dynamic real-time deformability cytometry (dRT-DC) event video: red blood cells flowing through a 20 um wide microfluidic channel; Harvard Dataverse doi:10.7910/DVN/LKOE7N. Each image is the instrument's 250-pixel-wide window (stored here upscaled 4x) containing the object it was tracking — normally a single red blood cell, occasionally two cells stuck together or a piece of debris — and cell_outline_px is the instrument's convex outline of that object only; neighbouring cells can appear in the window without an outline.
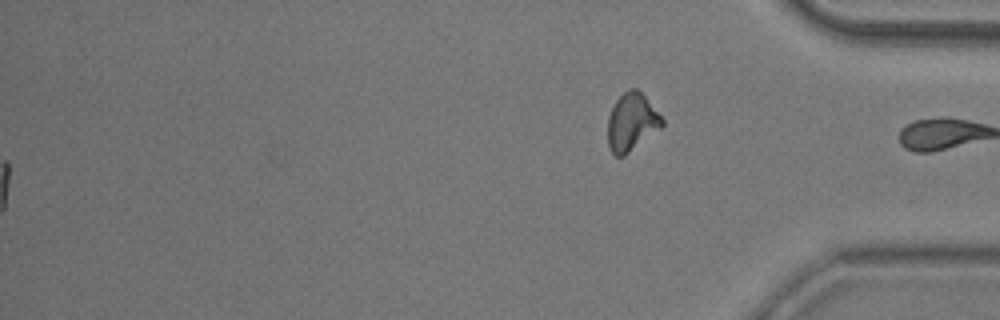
{"species": "common noctule bat (a hibernating species)", "species_latin": "Nyctalus noctula", "temperature_condition": "room temperature", "stored_images_in_passage": 52, "segment_of_instrument_passage": [2, 2], "camera_frame_rate_fps": 3000, "um_per_image_px": 0.085, "animal": {"sex": "male", "body_mass_g": 20.5, "forearm_length_mm": 52.5}, "frame": {"image": 1, "passage_image": 52, "time_ms": 17.0, "image_size_px": [1000, 320], "cell_outline_px": [[664, 124], [660, 128], [624, 156], [616, 156], [608, 148], [608, 116], [616, 100], [628, 88], [636, 88], [644, 96], [664, 120]], "centroid_in_image_um": [53.67, 10.38], "position_along_channel_um": 381.5, "area_um2": 17.98}}